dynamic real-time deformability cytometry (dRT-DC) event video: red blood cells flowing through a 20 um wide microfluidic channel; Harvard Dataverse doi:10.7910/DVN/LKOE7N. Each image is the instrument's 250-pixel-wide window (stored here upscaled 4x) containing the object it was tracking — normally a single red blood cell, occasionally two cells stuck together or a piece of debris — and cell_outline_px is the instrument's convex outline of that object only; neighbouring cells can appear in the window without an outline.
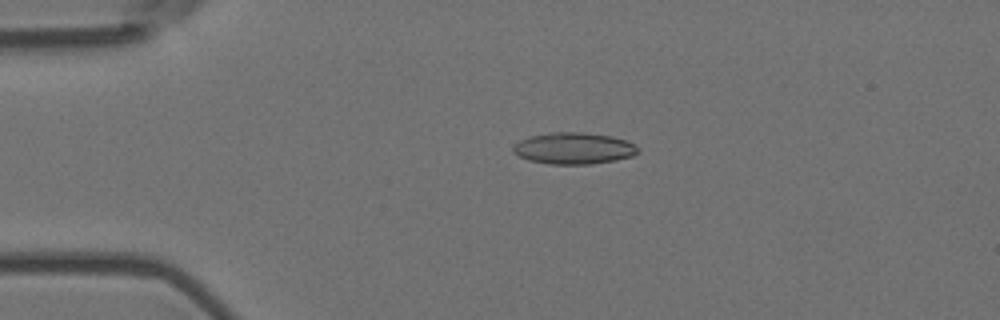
{"species": "Egyptian fruit bat (a non-hibernating species)", "species_latin": "Rousettus aegyptiacus", "temperature_condition": "room temperature", "stored_images_in_passage": 2, "camera_frame_rate_fps": 3000, "um_per_image_px": 0.085, "animal": {"sex": "female"}, "frame": {"image": 1, "passage_image": 1, "time_ms": 0.0, "image_size_px": [1000, 320], "cell_outline_px": [[640, 152], [632, 156], [616, 160], [592, 164], [548, 164], [528, 160], [512, 152], [512, 148], [520, 140], [532, 136], [548, 132], [580, 132], [612, 136], [624, 140], [640, 148]], "centroid_in_image_um": [48.77, 12.61], "position_along_channel_um": 36.2, "area_um2": 22.95}}